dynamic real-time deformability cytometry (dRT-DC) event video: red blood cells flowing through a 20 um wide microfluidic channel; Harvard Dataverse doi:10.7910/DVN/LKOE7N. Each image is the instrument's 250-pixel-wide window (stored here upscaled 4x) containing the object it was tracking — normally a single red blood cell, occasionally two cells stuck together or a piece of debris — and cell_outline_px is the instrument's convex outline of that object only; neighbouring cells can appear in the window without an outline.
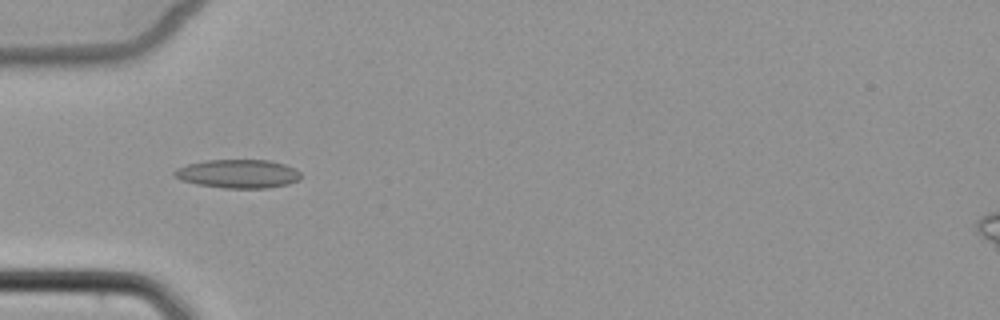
{"species": "common noctule bat (a hibernating species)", "species_latin": "Nyctalus noctula", "temperature_condition": "cold", "stored_images_in_passage": 7, "camera_frame_rate_fps": 3000, "um_per_image_px": 0.085, "animal": {"sex": "female", "body_mass_g": 22.7, "forearm_length_mm": 54.2}, "frame": {"image": 1, "passage_image": 5, "time_ms": 5.667, "image_size_px": [1000, 320], "cell_outline_px": [[300, 180], [288, 184], [268, 188], [224, 188], [196, 184], [180, 180], [172, 176], [172, 172], [176, 168], [188, 164], [208, 160], [268, 160], [284, 164], [296, 168], [300, 172]], "centroid_in_image_um": [20.22, 14.77], "position_along_channel_um": 64.8, "area_um2": 21.27}}
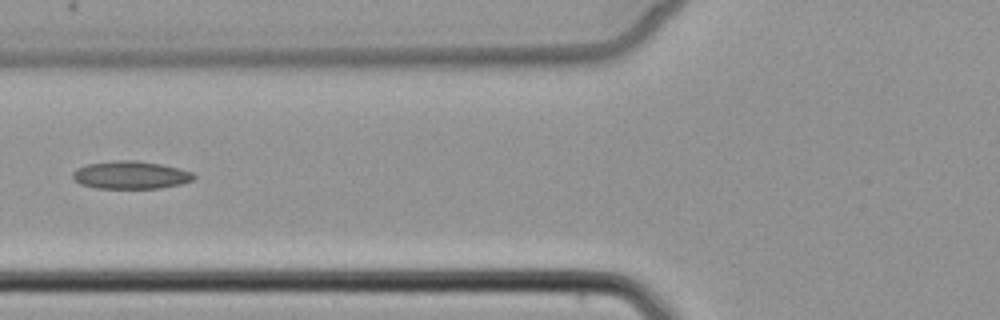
{"frame": {"image": 2, "passage_image": 6, "time_ms": 7.0, "image_size_px": [1000, 320], "cell_outline_px": [[196, 176], [192, 180], [180, 184], [160, 188], [96, 188], [80, 184], [72, 176], [72, 172], [76, 168], [88, 164], [116, 160], [136, 160], [160, 164], [192, 172]], "centroid_in_image_um": [11.08, 14.87], "position_along_channel_um": 114.7, "area_um2": 19.48}}
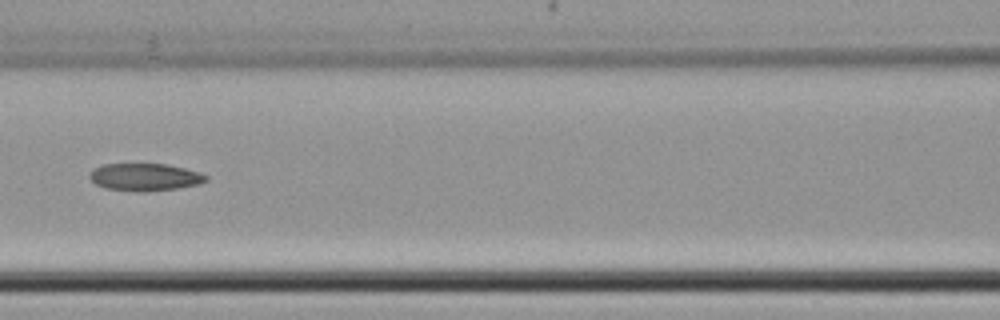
{"frame": {"image": 3, "passage_image": 7, "time_ms": 8.0, "image_size_px": [1000, 320], "cell_outline_px": [[208, 180], [200, 184], [176, 188], [144, 192], [136, 192], [104, 188], [96, 184], [88, 176], [88, 172], [92, 168], [104, 164], [168, 164], [200, 172], [208, 176]], "centroid_in_image_um": [12.29, 15.05], "position_along_channel_um": 154.3, "area_um2": 18.84}}